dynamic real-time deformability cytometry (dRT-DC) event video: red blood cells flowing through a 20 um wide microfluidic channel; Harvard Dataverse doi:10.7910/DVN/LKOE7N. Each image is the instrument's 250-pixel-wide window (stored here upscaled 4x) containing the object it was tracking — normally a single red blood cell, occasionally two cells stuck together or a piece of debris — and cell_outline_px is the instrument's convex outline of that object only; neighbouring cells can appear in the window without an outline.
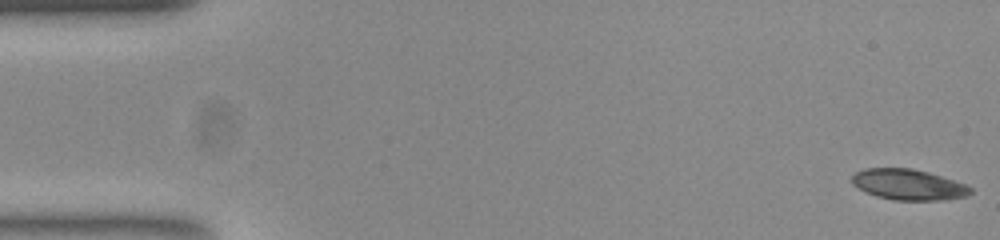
{"species": "common noctule bat (a hibernating species)", "species_latin": "Nyctalus noctula", "temperature_condition": "room temperature", "stored_images_in_passage": 54, "camera_frame_rate_fps": 3000, "um_per_image_px": 0.085, "animal": {"sex": "female", "body_mass_g": 23.0, "forearm_length_mm": 53.4}, "frame": {"image": 1, "passage_image": 1, "time_ms": 0.0, "image_size_px": [1000, 240], "cell_outline_px": [[972, 192], [968, 196], [944, 200], [892, 200], [876, 196], [864, 192], [852, 184], [852, 176], [856, 172], [864, 168], [912, 168], [928, 172], [964, 184], [972, 188]], "centroid_in_image_um": [77.19, 15.7], "position_along_channel_um": 7.8, "area_um2": 21.27}}
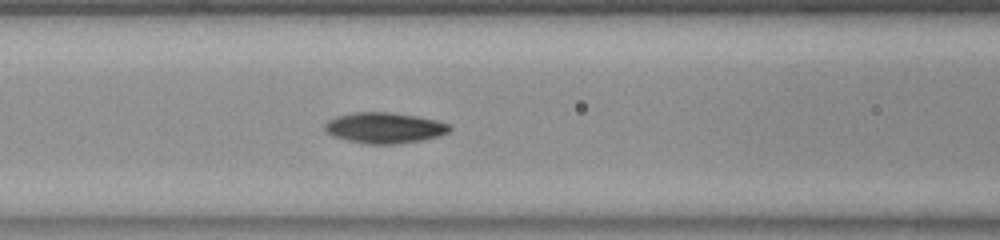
{"frame": {"image": 2, "passage_image": 22, "time_ms": 7.0, "image_size_px": [1000, 240], "cell_outline_px": [[452, 128], [448, 132], [436, 136], [420, 140], [392, 144], [368, 144], [348, 140], [332, 136], [324, 128], [324, 124], [328, 120], [336, 116], [352, 112], [392, 112], [416, 116], [436, 120], [452, 124]], "centroid_in_image_um": [32.67, 10.85], "position_along_channel_um": 133.9, "area_um2": 22.31}}
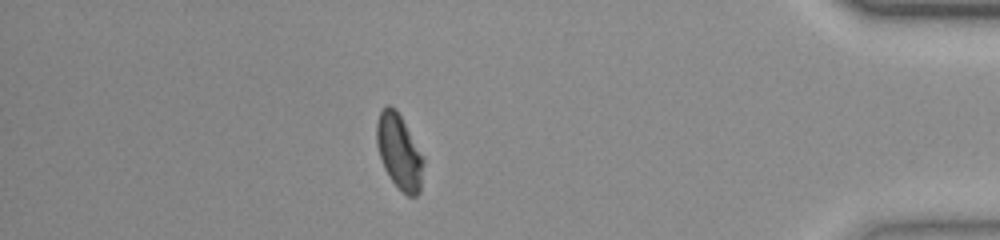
{"frame": {"image": 3, "passage_image": 47, "time_ms": 15.333, "image_size_px": [1000, 240], "cell_outline_px": [[424, 160], [420, 192], [416, 196], [408, 196], [388, 176], [384, 168], [376, 144], [376, 124], [380, 112], [388, 104], [396, 108]], "centroid_in_image_um": [33.91, 12.9], "position_along_channel_um": 401.3, "area_um2": 20.0}, "authors_computed_cell_mechanics": {"area_um2": 21.3282, "velocity_mm_per_s": 3.751, "shape_relaxation_time_tau1_ms": 4.8688, "shape_relaxation_time_tau2_ms": 5.0675, "deformation_change_tau1": 0.1427, "deformation_change_tau2": 0.0989}}